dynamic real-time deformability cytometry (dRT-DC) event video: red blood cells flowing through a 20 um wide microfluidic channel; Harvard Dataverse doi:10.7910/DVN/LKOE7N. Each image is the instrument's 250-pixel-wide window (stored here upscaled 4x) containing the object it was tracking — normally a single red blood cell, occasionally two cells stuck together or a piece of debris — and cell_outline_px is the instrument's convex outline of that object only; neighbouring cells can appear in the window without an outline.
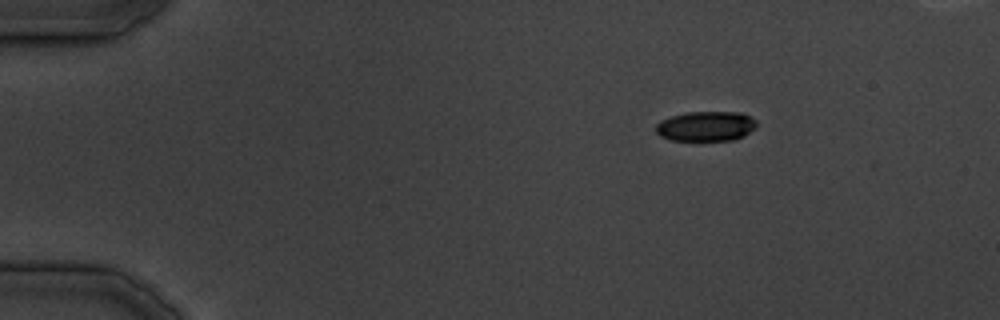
{"species": "common noctule bat (a hibernating species)", "species_latin": "Nyctalus noctula", "temperature_condition": "cold", "stored_images_in_passage": 32, "camera_frame_rate_fps": 3000, "um_per_image_px": 0.085, "animal": {"sex": "male", "body_mass_g": 19.5, "forearm_length_mm": 54.6}, "frame": {"image": 1, "passage_image": 1, "time_ms": 0.0, "image_size_px": [1000, 320], "cell_outline_px": [[756, 128], [744, 136], [736, 140], [672, 140], [660, 136], [656, 132], [656, 124], [660, 120], [672, 116], [688, 112], [740, 112], [756, 120]], "centroid_in_image_um": [60.02, 10.73], "position_along_channel_um": 25.0, "area_um2": 17.57}}
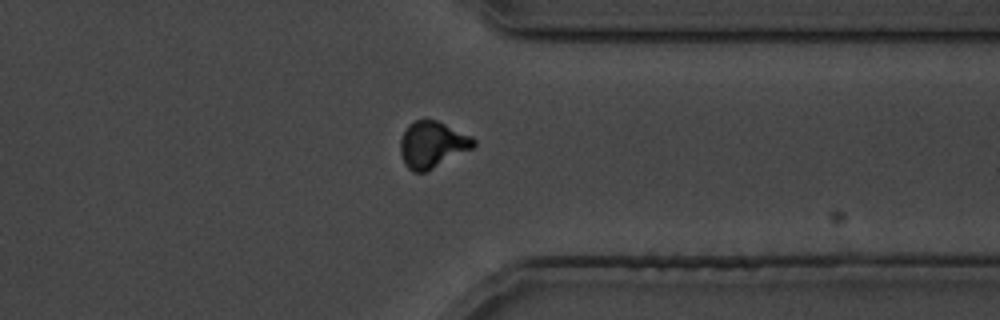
{"frame": {"image": 2, "passage_image": 25, "time_ms": 29.333, "image_size_px": [1000, 320], "cell_outline_px": [[476, 144], [472, 148], [424, 172], [412, 172], [404, 164], [400, 152], [400, 140], [408, 124], [416, 120], [436, 120], [472, 136], [476, 140]], "centroid_in_image_um": [36.72, 12.28], "position_along_channel_um": 374.7, "area_um2": 19.59}}
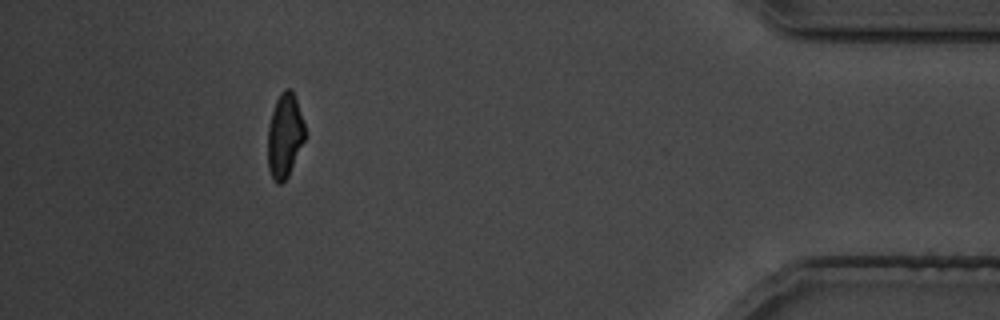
{"frame": {"image": 3, "passage_image": 29, "time_ms": 35.0, "image_size_px": [1000, 320], "cell_outline_px": [[304, 140], [288, 176], [280, 184], [276, 184], [268, 168], [268, 128], [272, 112], [276, 100], [280, 92], [284, 88], [288, 88], [292, 92], [296, 100], [304, 124]], "centroid_in_image_um": [24.18, 11.53], "position_along_channel_um": 411.0, "area_um2": 17.86}}